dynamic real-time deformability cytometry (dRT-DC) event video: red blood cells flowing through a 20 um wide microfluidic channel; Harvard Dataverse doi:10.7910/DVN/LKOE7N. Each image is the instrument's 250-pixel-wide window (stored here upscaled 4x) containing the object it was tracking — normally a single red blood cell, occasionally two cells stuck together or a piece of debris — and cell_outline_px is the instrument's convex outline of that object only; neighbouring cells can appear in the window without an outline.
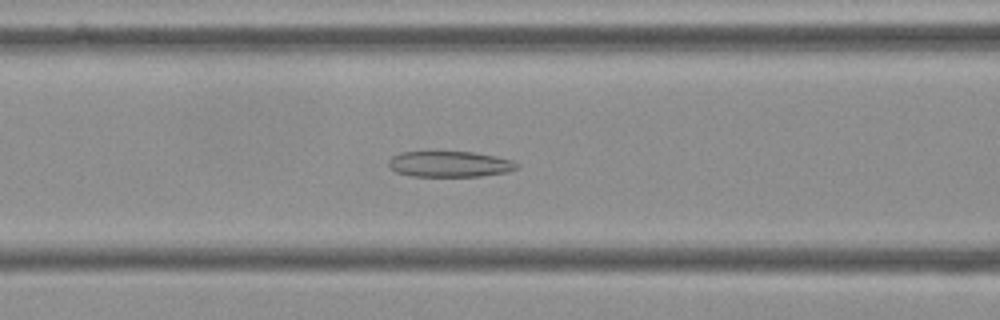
{"species": "Egyptian fruit bat (a non-hibernating species)", "species_latin": "Rousettus aegyptiacus", "temperature_condition": "cold", "stored_images_in_passage": 55, "camera_frame_rate_fps": 3000, "um_per_image_px": 0.085, "frame": {"image": 1, "passage_image": 22, "time_ms": 7.0, "image_size_px": [1000, 320], "cell_outline_px": [[520, 168], [508, 172], [480, 176], [412, 176], [396, 172], [388, 164], [388, 160], [392, 156], [400, 152], [472, 152], [496, 156], [512, 160], [520, 164]], "centroid_in_image_um": [38.27, 13.95], "position_along_channel_um": 128.3, "area_um2": 19.36}}
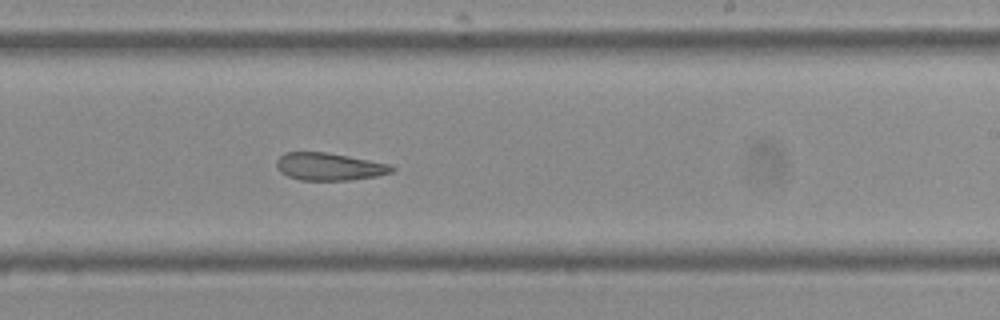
{"frame": {"image": 2, "passage_image": 33, "time_ms": 10.667, "image_size_px": [1000, 320], "cell_outline_px": [[396, 168], [392, 172], [376, 176], [348, 180], [300, 180], [288, 176], [280, 172], [276, 168], [276, 160], [284, 152], [328, 152], [392, 164]], "centroid_in_image_um": [27.98, 14.15], "position_along_channel_um": 261.0, "area_um2": 18.67}}
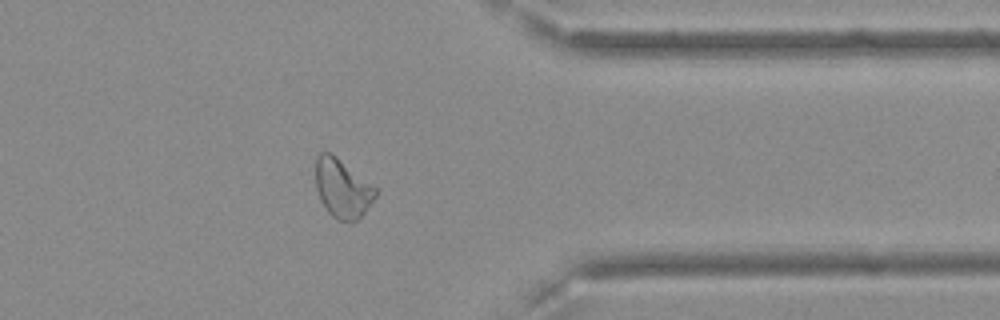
{"frame": {"image": 3, "passage_image": 44, "time_ms": 14.333, "image_size_px": [1000, 320], "cell_outline_px": [[376, 196], [368, 208], [356, 220], [348, 224], [336, 220], [328, 212], [320, 200], [316, 188], [316, 156], [320, 152], [332, 152], [376, 188]], "centroid_in_image_um": [29.08, 16.03], "position_along_channel_um": 382.3, "area_um2": 20.63}, "authors_computed_cell_mechanics": {"area_um2": 21.5016, "velocity_mm_per_s": 3.6171, "shape_relaxation_time_tau1_ms": null, "shape_relaxation_time_tau2_ms": 6.6634, "deformation_change_tau1": null, "deformation_change_tau2": 0.1465}}